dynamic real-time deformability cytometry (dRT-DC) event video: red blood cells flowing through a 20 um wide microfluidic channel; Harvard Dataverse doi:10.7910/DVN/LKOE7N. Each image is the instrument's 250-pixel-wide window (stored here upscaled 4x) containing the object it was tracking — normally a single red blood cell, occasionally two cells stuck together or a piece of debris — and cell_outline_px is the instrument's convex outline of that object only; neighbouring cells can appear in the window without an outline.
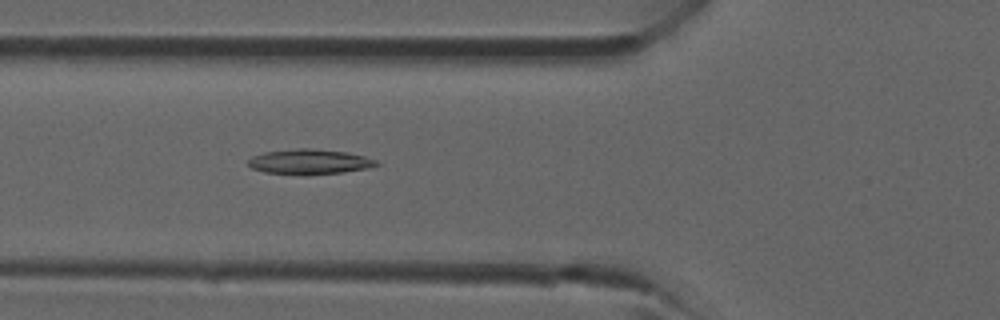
{"species": "common noctule bat (a hibernating species)", "species_latin": "Nyctalus noctula", "temperature_condition": "room temperature", "stored_images_in_passage": 12, "camera_frame_rate_fps": 3000, "um_per_image_px": 0.085, "animal": {"sex": "male", "forearm_length_mm": 52.5}, "frame": {"image": 1, "passage_image": 7, "time_ms": 2.0, "image_size_px": [1000, 320], "cell_outline_px": [[380, 164], [368, 168], [344, 172], [308, 176], [304, 176], [264, 172], [252, 168], [248, 164], [248, 160], [252, 156], [264, 152], [296, 148], [312, 148], [344, 152], [364, 156], [376, 160]], "centroid_in_image_um": [26.28, 13.76], "position_along_channel_um": 99.5, "area_um2": 19.02}}
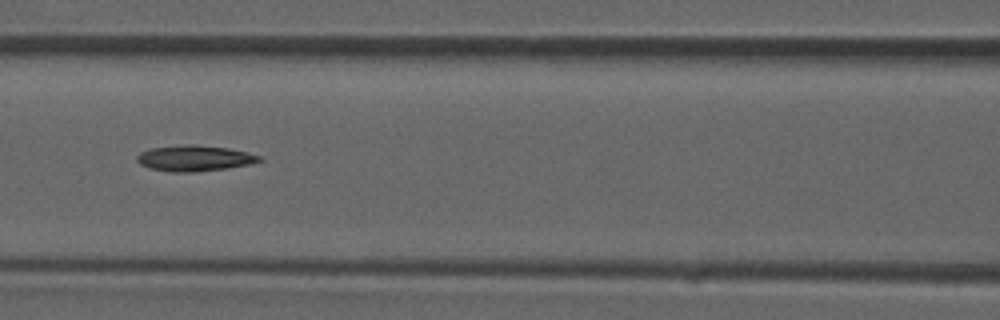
{"frame": {"image": 2, "passage_image": 10, "time_ms": 3.0, "image_size_px": [1000, 320], "cell_outline_px": [[264, 160], [248, 164], [228, 168], [192, 172], [172, 172], [148, 168], [140, 164], [136, 160], [136, 156], [140, 152], [152, 148], [188, 144], [192, 144], [228, 148], [248, 152], [260, 156]], "centroid_in_image_um": [16.52, 13.45], "position_along_channel_um": 150.1, "area_um2": 18.38}}